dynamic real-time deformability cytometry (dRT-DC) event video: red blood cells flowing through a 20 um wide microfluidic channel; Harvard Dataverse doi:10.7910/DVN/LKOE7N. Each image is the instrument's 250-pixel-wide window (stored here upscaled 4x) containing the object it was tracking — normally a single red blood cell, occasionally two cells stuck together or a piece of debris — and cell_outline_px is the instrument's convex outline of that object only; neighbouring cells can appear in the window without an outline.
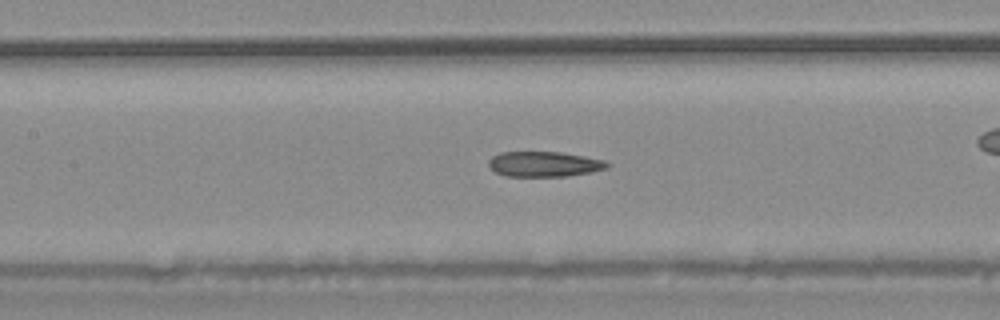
{"species": "common noctule bat (a hibernating species)", "species_latin": "Nyctalus noctula", "temperature_condition": "warm", "stored_images_in_passage": 36, "camera_frame_rate_fps": 3000, "um_per_image_px": 0.085, "animal": {"sex": "male", "body_mass_g": 20.4}, "frame": {"image": 1, "passage_image": 6, "time_ms": 1.667, "image_size_px": [1000, 320], "cell_outline_px": [[612, 164], [608, 168], [592, 172], [568, 176], [504, 176], [496, 172], [488, 164], [488, 160], [492, 156], [500, 152], [560, 152], [584, 156], [604, 160]], "centroid_in_image_um": [46.28, 13.95], "position_along_channel_um": 161.1, "area_um2": 17.51}, "authors_computed_cell_mechanics": {"area_um2": 18.0625, "velocity_mm_per_s": 3.7302, "shape_relaxation_time_tau1_ms": null, "shape_relaxation_time_tau2_ms": 2.9284, "deformation_change_tau1": null, "deformation_change_tau2": 0.0995}}